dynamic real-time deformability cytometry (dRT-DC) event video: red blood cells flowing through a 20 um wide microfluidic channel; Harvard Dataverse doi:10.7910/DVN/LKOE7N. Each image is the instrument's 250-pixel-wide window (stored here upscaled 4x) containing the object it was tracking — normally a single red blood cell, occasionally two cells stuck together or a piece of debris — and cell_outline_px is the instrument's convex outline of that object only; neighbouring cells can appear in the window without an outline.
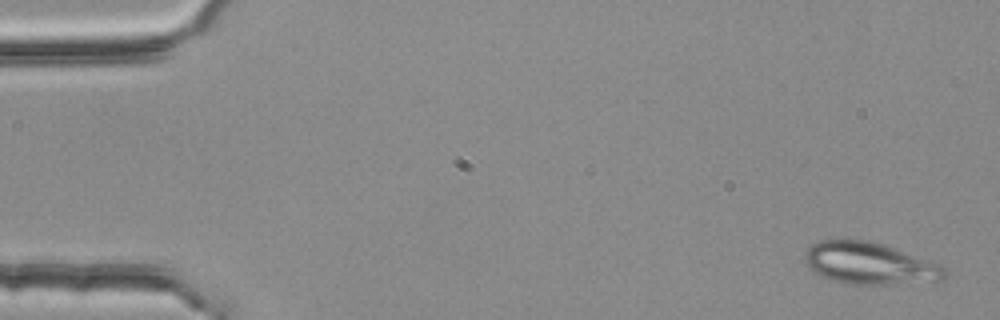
{"species": "common noctule bat (a hibernating species)", "species_latin": "Nyctalus noctula", "temperature_condition": "room temperature", "stored_images_in_passage": 52, "camera_frame_rate_fps": 3000, "um_per_image_px": 0.085, "animal": {"sex": "female", "body_mass_g": 25.1}, "frame": {"image": 1, "passage_image": 2, "time_ms": 0.333, "image_size_px": [1000, 320], "cell_outline_px": [[948, 276], [944, 280], [884, 284], [852, 284], [832, 280], [808, 268], [804, 260], [804, 252], [812, 244], [820, 240], [872, 240], [940, 264], [948, 272]], "centroid_in_image_um": [73.92, 22.38], "position_along_channel_um": 11.1, "area_um2": 34.04}}
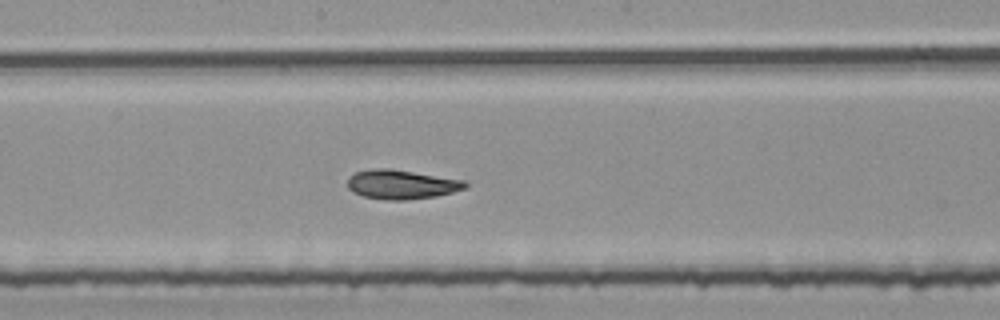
{"frame": {"image": 2, "passage_image": 29, "time_ms": 9.333, "image_size_px": [1000, 320], "cell_outline_px": [[468, 184], [464, 188], [452, 192], [436, 196], [408, 200], [384, 200], [364, 196], [352, 192], [348, 188], [348, 176], [356, 172], [368, 168], [388, 168], [464, 180]], "centroid_in_image_um": [34.07, 15.67], "position_along_channel_um": 214.1, "area_um2": 20.06}}
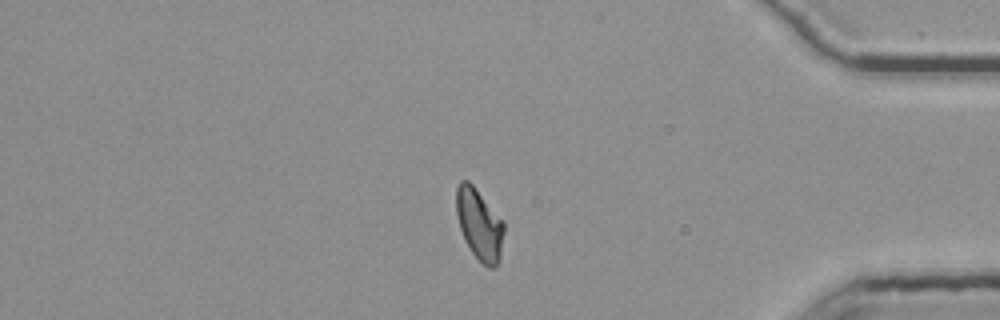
{"frame": {"image": 3, "passage_image": 46, "time_ms": 15.0, "image_size_px": [1000, 320], "cell_outline_px": [[504, 232], [500, 256], [496, 268], [488, 268], [472, 252], [464, 240], [460, 228], [456, 212], [456, 188], [460, 180], [468, 180], [472, 184], [504, 220]], "centroid_in_image_um": [40.75, 19.05], "position_along_channel_um": 394.5, "area_um2": 19.83}, "authors_computed_cell_mechanics": {"area_um2": 20.0277, "velocity_mm_per_s": 3.7538, "shape_relaxation_time_tau1_ms": 3.4304, "shape_relaxation_time_tau2_ms": 2.143, "deformation_change_tau1": 0.1411, "deformation_change_tau2": 0.0813}}